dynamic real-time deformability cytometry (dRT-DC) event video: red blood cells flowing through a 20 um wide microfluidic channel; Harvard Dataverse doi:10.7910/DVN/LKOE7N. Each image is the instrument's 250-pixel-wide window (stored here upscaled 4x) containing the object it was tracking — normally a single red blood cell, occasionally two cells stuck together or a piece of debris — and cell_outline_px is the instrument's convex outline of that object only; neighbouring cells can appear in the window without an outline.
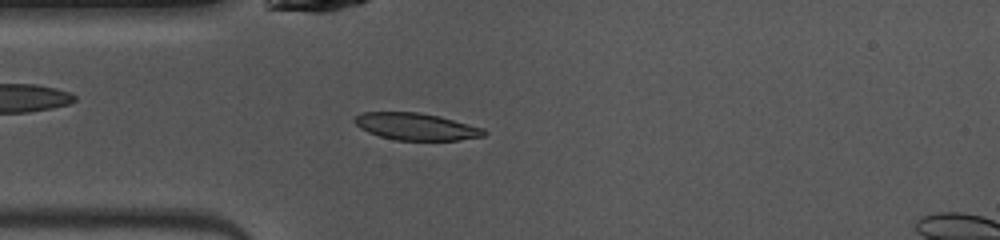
{"species": "common noctule bat (a hibernating species)", "species_latin": "Nyctalus noctula", "temperature_condition": "warm", "stored_images_in_passage": 39, "camera_frame_rate_fps": 3000, "um_per_image_px": 0.085, "animal": {"sex": "female", "body_mass_g": 10.0, "forearm_length_mm": 53.1}, "frame": {"image": 1, "passage_image": 3, "time_ms": 0.667, "image_size_px": [1000, 240], "cell_outline_px": [[488, 132], [484, 136], [456, 140], [396, 140], [380, 136], [368, 132], [360, 128], [352, 120], [360, 112], [416, 112], [440, 116], [484, 128]], "centroid_in_image_um": [35.37, 10.75], "position_along_channel_um": 49.6, "area_um2": 20.4}}
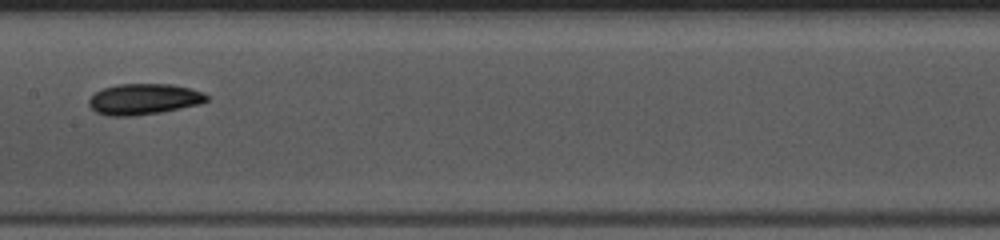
{"frame": {"image": 2, "passage_image": 14, "time_ms": 4.333, "image_size_px": [1000, 240], "cell_outline_px": [[208, 100], [200, 104], [160, 112], [132, 116], [108, 116], [96, 112], [88, 104], [88, 100], [96, 92], [104, 88], [120, 84], [168, 84], [188, 88], [204, 92], [208, 96]], "centroid_in_image_um": [12.22, 8.43], "position_along_channel_um": 195.2, "area_um2": 21.04}}
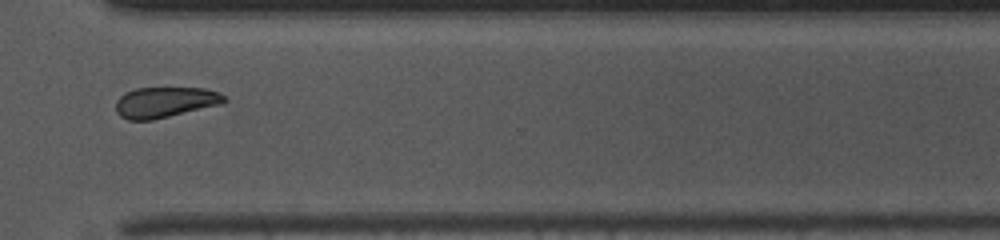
{"frame": {"image": 3, "passage_image": 26, "time_ms": 8.333, "image_size_px": [1000, 240], "cell_outline_px": [[228, 100], [224, 104], [152, 120], [128, 120], [120, 116], [116, 112], [116, 100], [124, 92], [136, 88], [204, 88], [220, 92]], "centroid_in_image_um": [14.05, 8.69], "position_along_channel_um": 356.6, "area_um2": 19.59}}